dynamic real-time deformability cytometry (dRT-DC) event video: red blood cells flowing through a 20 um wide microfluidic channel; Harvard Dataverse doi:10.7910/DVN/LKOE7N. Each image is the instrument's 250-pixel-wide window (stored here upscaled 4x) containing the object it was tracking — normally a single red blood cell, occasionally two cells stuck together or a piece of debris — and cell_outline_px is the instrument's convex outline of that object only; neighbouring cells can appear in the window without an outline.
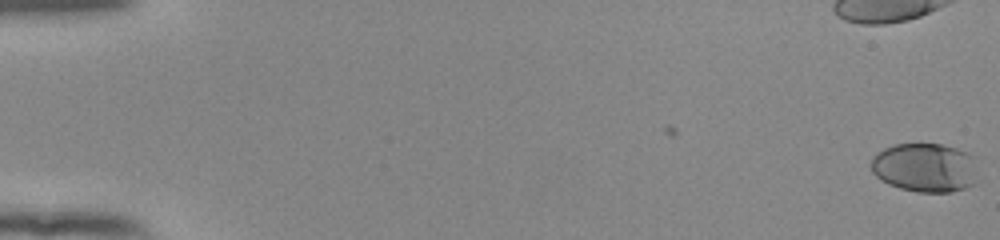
{"species": "human", "species_latin": "Homo sapiens", "temperature_condition": "room temperature", "stored_images_in_passage": 19, "camera_frame_rate_fps": 3000, "um_per_image_px": 0.085, "donor": {"sex": "female"}, "frame": {"image": 1, "passage_image": 1, "time_ms": 0.0, "image_size_px": [1000, 240], "cell_outline_px": [[976, 156], [972, 184], [964, 188], [952, 192], [916, 192], [900, 188], [888, 184], [880, 180], [872, 172], [872, 156], [876, 152], [892, 144], [940, 144], [956, 148], [968, 152]], "centroid_in_image_um": [78.58, 14.23], "position_along_channel_um": 6.4, "area_um2": 30.58}}